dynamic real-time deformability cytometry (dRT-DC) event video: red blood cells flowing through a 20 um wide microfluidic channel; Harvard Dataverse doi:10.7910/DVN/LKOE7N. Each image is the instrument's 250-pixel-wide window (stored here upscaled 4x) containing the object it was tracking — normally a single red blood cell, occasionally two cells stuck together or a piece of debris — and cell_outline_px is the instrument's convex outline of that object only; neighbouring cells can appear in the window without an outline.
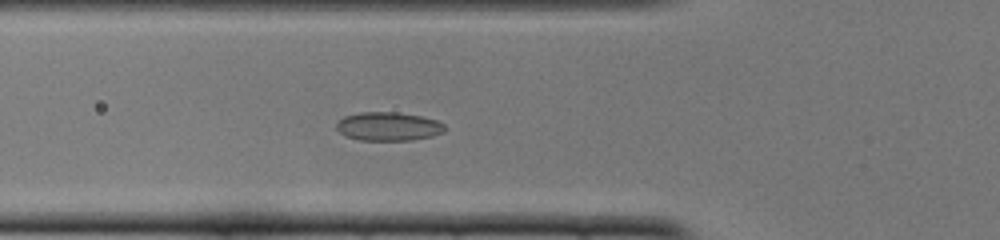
{"species": "common noctule bat (a hibernating species)", "species_latin": "Nyctalus noctula", "temperature_condition": "cold", "stored_images_in_passage": 51, "camera_frame_rate_fps": 3000, "um_per_image_px": 0.085, "animal": {"sex": "female", "body_mass_g": 22.0, "forearm_length_mm": 56.7}, "frame": {"image": 1, "passage_image": 18, "time_ms": 5.667, "image_size_px": [1000, 240], "cell_outline_px": [[444, 132], [432, 136], [412, 140], [360, 140], [344, 136], [336, 128], [336, 124], [344, 116], [360, 112], [396, 112], [420, 116], [436, 120], [444, 124]], "centroid_in_image_um": [32.99, 10.75], "position_along_channel_um": 92.8, "area_um2": 18.03}}
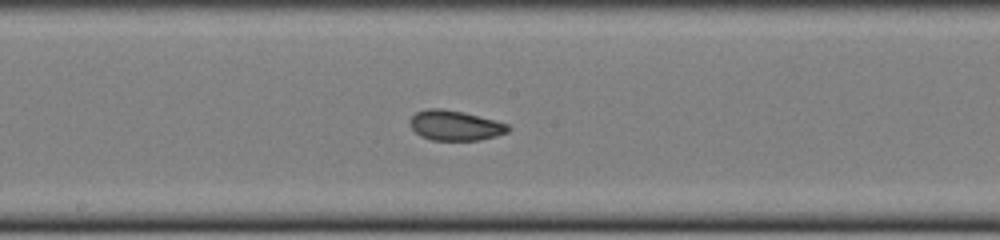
{"frame": {"image": 2, "passage_image": 27, "time_ms": 8.667, "image_size_px": [1000, 240], "cell_outline_px": [[512, 128], [508, 132], [496, 136], [480, 140], [432, 140], [420, 136], [412, 128], [408, 120], [416, 112], [428, 108], [440, 108], [464, 112], [496, 120], [508, 124]], "centroid_in_image_um": [38.7, 10.66], "position_along_channel_um": 209.5, "area_um2": 17.34}}
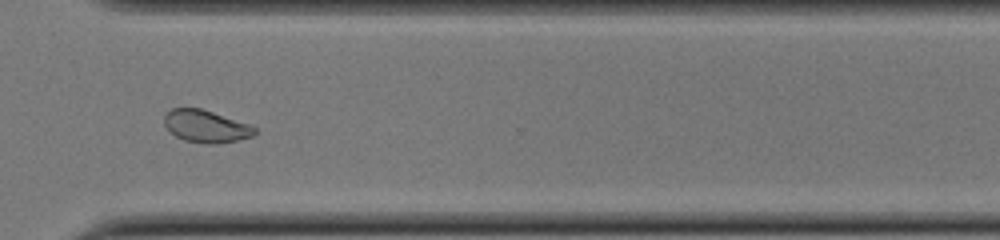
{"frame": {"image": 3, "passage_image": 38, "time_ms": 12.333, "image_size_px": [1000, 240], "cell_outline_px": [[256, 132], [252, 136], [240, 140], [220, 144], [208, 144], [184, 140], [176, 136], [164, 124], [164, 116], [172, 108], [200, 108], [252, 124], [256, 128]], "centroid_in_image_um": [17.56, 10.74], "position_along_channel_um": 353.0, "area_um2": 17.17}, "authors_computed_cell_mechanics": {"area_um2": 18.4382, "velocity_mm_per_s": 3.8951, "shape_relaxation_time_tau1_ms": null, "shape_relaxation_time_tau2_ms": 1.6051, "deformation_change_tau1": null, "deformation_change_tau2": 0.0548}}